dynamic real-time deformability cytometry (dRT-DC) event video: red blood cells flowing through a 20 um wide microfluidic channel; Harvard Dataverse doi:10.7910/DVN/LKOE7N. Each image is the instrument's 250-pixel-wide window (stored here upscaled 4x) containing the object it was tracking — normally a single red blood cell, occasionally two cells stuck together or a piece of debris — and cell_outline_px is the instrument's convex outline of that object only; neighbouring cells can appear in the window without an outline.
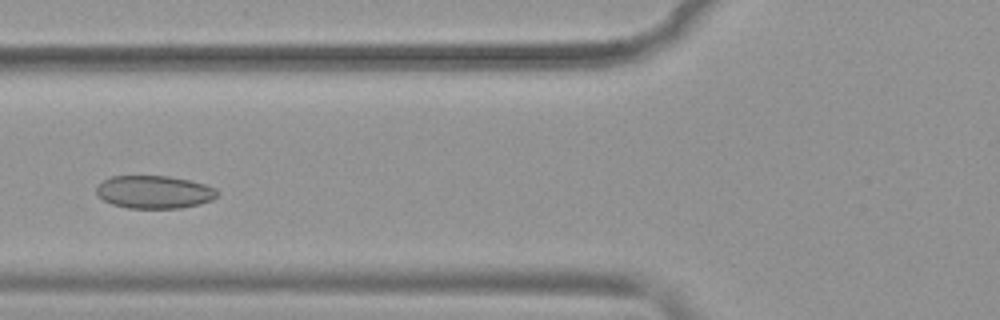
{"species": "common noctule bat (a hibernating species)", "species_latin": "Nyctalus noctula", "temperature_condition": "warm", "stored_images_in_passage": 34, "camera_frame_rate_fps": 3000, "um_per_image_px": 0.085, "animal": {"sex": "female", "body_mass_g": 19.9}, "frame": {"image": 1, "passage_image": 8, "time_ms": 2.333, "image_size_px": [1000, 320], "cell_outline_px": [[220, 192], [212, 200], [200, 204], [180, 208], [128, 208], [112, 204], [104, 200], [96, 192], [96, 188], [104, 180], [112, 176], [168, 176], [188, 180], [204, 184], [216, 188]], "centroid_in_image_um": [13.14, 16.32], "position_along_channel_um": 112.7, "area_um2": 23.06}}
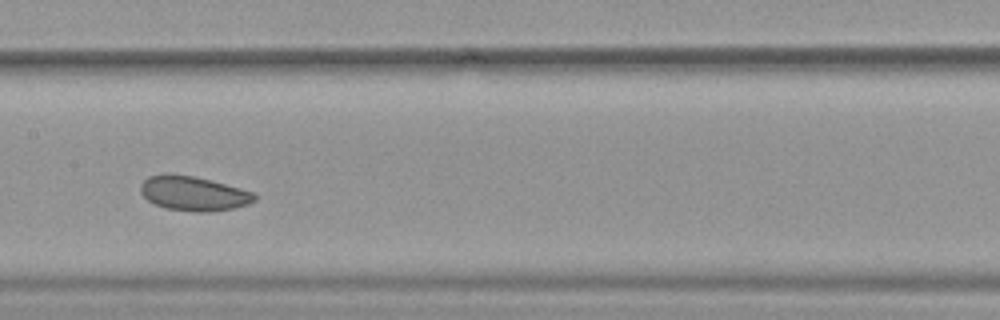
{"frame": {"image": 2, "passage_image": 14, "time_ms": 4.333, "image_size_px": [1000, 320], "cell_outline_px": [[256, 200], [248, 204], [236, 208], [204, 212], [196, 212], [164, 208], [148, 200], [140, 192], [140, 184], [148, 176], [196, 176], [212, 180], [240, 188], [252, 192], [256, 196]], "centroid_in_image_um": [16.48, 16.47], "position_along_channel_um": 190.9, "area_um2": 22.48}}
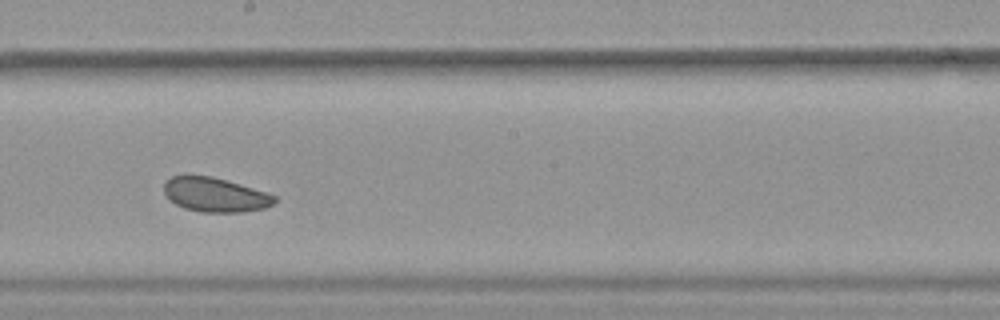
{"frame": {"image": 3, "passage_image": 17, "time_ms": 5.333, "image_size_px": [1000, 320], "cell_outline_px": [[276, 200], [272, 204], [264, 208], [240, 212], [200, 212], [184, 208], [168, 200], [164, 192], [164, 184], [172, 176], [212, 176], [268, 192], [276, 196]], "centroid_in_image_um": [18.28, 16.56], "position_along_channel_um": 229.9, "area_um2": 22.02}}